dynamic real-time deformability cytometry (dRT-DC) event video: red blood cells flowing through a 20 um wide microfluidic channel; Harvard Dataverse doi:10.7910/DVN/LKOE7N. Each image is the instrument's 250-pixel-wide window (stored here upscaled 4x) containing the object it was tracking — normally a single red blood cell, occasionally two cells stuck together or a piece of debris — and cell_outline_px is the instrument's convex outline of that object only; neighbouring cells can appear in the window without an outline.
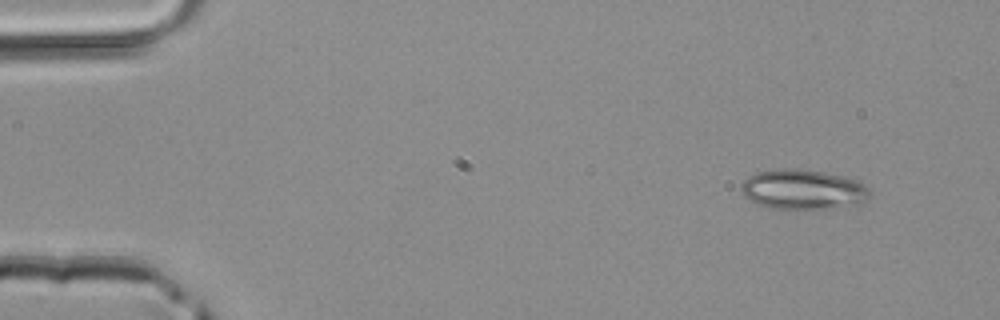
{"species": "common noctule bat (a hibernating species)", "species_latin": "Nyctalus noctula", "temperature_condition": "room temperature", "stored_images_in_passage": 3, "camera_frame_rate_fps": 3000, "um_per_image_px": 0.085, "animal": {"sex": "male", "body_mass_g": 20.4}, "frame": {"image": 1, "passage_image": 1, "time_ms": 0.0, "image_size_px": [1000, 320], "cell_outline_px": [[872, 192], [868, 200], [856, 204], [824, 208], [772, 208], [760, 204], [744, 196], [740, 188], [744, 180], [748, 176], [756, 172], [784, 168], [796, 168], [824, 172], [844, 176], [860, 180]], "centroid_in_image_um": [68.29, 16.08], "position_along_channel_um": 16.7, "area_um2": 29.77}}